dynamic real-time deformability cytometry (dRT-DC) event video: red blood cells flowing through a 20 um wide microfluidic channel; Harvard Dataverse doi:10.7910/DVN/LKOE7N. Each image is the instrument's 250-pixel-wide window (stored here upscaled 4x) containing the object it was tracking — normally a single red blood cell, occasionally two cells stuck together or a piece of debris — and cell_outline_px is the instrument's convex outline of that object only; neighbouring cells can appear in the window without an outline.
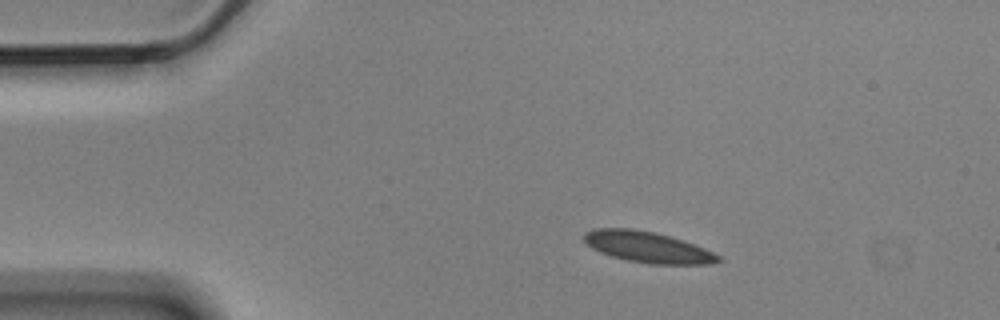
{"species": "Egyptian fruit bat (a non-hibernating species)", "species_latin": "Rousettus aegyptiacus", "temperature_condition": "cold", "stored_images_in_passage": 7, "camera_frame_rate_fps": 3000, "um_per_image_px": 0.085, "animal": {"sex": "male"}, "frame": {"image": 1, "passage_image": 1, "time_ms": 0.0, "image_size_px": [1000, 320], "cell_outline_px": [[724, 260], [708, 264], [648, 264], [628, 260], [612, 256], [600, 252], [592, 248], [584, 240], [584, 232], [592, 228], [632, 228], [652, 232], [684, 240], [704, 248], [720, 256]], "centroid_in_image_um": [55.04, 21.0], "position_along_channel_um": 30.0, "area_um2": 24.16}}
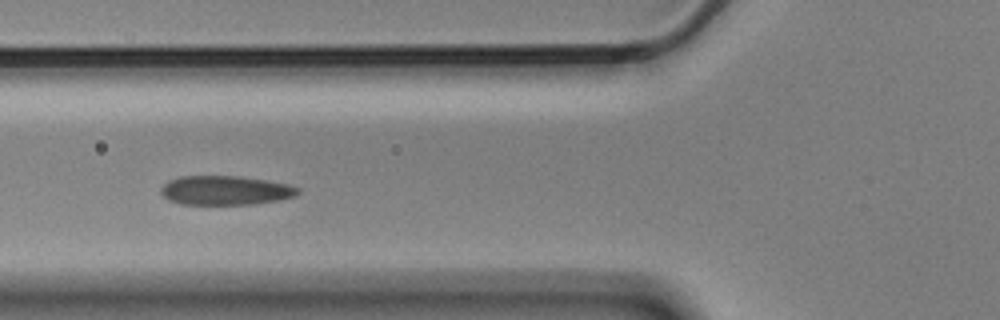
{"frame": {"image": 2, "passage_image": 4, "time_ms": 1.0, "image_size_px": [1000, 320], "cell_outline_px": [[300, 192], [296, 196], [276, 200], [252, 204], [180, 204], [168, 200], [160, 192], [160, 188], [168, 180], [180, 176], [240, 176], [288, 184], [300, 188]], "centroid_in_image_um": [19.13, 16.18], "position_along_channel_um": 106.7, "area_um2": 23.29}}
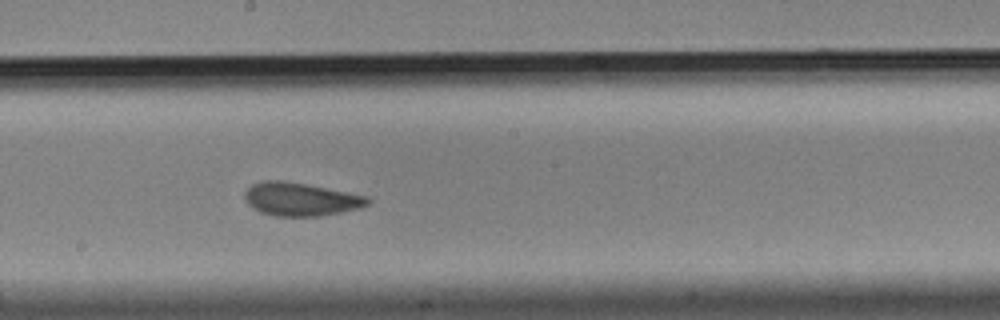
{"frame": {"image": 3, "passage_image": 7, "time_ms": 2.0, "image_size_px": [1000, 320], "cell_outline_px": [[372, 200], [368, 204], [360, 208], [320, 216], [276, 216], [260, 212], [252, 208], [248, 204], [244, 196], [244, 192], [252, 184], [264, 180], [280, 180], [304, 184], [348, 192], [368, 196]], "centroid_in_image_um": [25.55, 16.94], "position_along_channel_um": 222.7, "area_um2": 23.76}}